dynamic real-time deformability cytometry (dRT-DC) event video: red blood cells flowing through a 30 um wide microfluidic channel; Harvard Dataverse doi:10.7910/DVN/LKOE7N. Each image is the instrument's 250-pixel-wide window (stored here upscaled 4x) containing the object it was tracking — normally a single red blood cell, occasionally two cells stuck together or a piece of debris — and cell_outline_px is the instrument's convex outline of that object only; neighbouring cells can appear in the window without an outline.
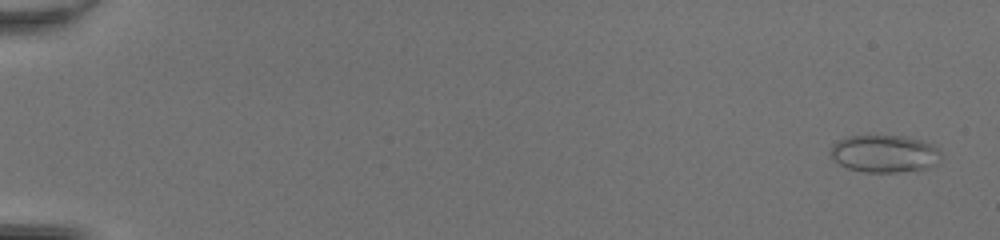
{"species": "common noctule bat (a hibernating species)", "species_latin": "Nyctalus noctula", "temperature_condition": "room temperature", "stored_images_in_passage": 49, "camera_frame_rate_fps": 3000, "um_per_image_px": 0.085, "animal": {"sex": "female", "body_mass_g": 20.0, "forearm_length_mm": 54.0}, "frame": {"image": 1, "passage_image": 2, "time_ms": 0.333, "image_size_px": [1000, 240], "cell_outline_px": [[940, 160], [936, 164], [928, 168], [896, 172], [860, 172], [848, 168], [840, 164], [832, 156], [832, 144], [848, 136], [904, 136], [920, 140], [932, 144], [940, 152]], "centroid_in_image_um": [75.2, 13.07], "position_along_channel_um": 9.8, "area_um2": 23.87}}
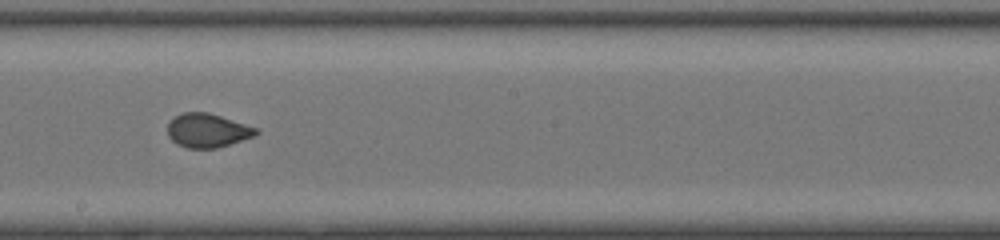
{"frame": {"image": 2, "passage_image": 30, "time_ms": 9.667, "image_size_px": [1000, 240], "cell_outline_px": [[260, 132], [252, 136], [216, 148], [188, 148], [176, 144], [168, 136], [168, 120], [172, 116], [184, 112], [208, 112], [256, 128]], "centroid_in_image_um": [17.55, 11.08], "position_along_channel_um": 230.6, "area_um2": 17.28}}
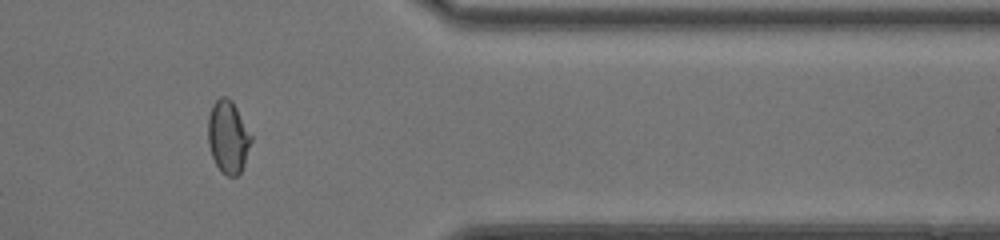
{"frame": {"image": 3, "passage_image": 42, "time_ms": 13.667, "image_size_px": [1000, 240], "cell_outline_px": [[252, 140], [244, 164], [240, 172], [236, 176], [228, 176], [216, 164], [212, 156], [208, 144], [208, 116], [212, 104], [220, 96], [228, 96], [232, 100], [252, 136]], "centroid_in_image_um": [19.38, 11.59], "position_along_channel_um": 392.0, "area_um2": 18.15}, "authors_computed_cell_mechanics": {"area_um2": 18.785, "velocity_mm_per_s": 4.3419, "shape_relaxation_time_tau1_ms": 10.7745, "shape_relaxation_time_tau2_ms": null, "deformation_change_tau1": 0.2074, "deformation_change_tau2": null}}